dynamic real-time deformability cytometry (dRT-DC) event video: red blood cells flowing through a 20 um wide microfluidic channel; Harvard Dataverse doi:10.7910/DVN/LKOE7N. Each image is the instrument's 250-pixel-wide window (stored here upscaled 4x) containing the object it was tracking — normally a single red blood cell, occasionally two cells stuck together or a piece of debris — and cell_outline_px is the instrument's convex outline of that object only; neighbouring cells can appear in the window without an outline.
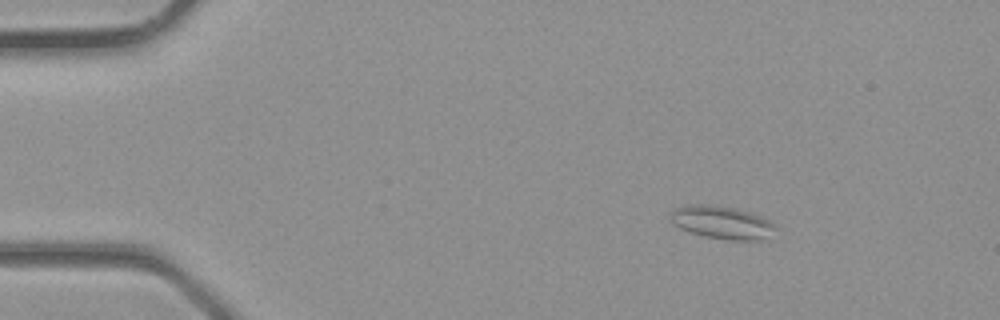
{"species": "common noctule bat (a hibernating species)", "species_latin": "Nyctalus noctula", "temperature_condition": "room temperature", "stored_images_in_passage": 2, "camera_frame_rate_fps": 3000, "um_per_image_px": 0.085, "animal": {"sex": "male", "body_mass_g": 23.1, "forearm_length_mm": 52.7}, "frame": {"image": 1, "passage_image": 1, "time_ms": 0.0, "image_size_px": [1000, 320], "cell_outline_px": [[780, 228], [760, 240], [728, 240], [704, 236], [680, 228], [672, 224], [668, 220], [668, 212], [672, 208], [688, 204], [704, 204], [736, 208], [760, 216], [776, 224]], "centroid_in_image_um": [61.3, 18.89], "position_along_channel_um": 23.7, "area_um2": 20.46}}
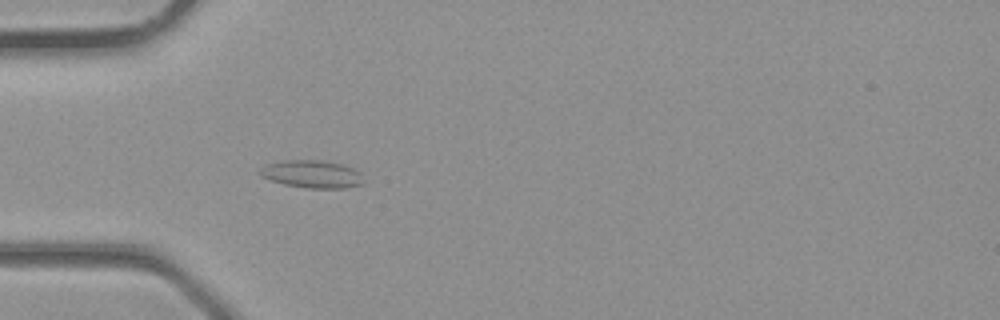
{"frame": {"image": 2, "passage_image": 2, "time_ms": 0.333, "image_size_px": [1000, 320], "cell_outline_px": [[364, 184], [344, 188], [304, 188], [284, 184], [260, 176], [260, 168], [264, 164], [284, 160], [324, 160], [344, 164], [360, 172]], "centroid_in_image_um": [26.52, 14.79], "position_along_channel_um": 58.5, "area_um2": 16.88}}